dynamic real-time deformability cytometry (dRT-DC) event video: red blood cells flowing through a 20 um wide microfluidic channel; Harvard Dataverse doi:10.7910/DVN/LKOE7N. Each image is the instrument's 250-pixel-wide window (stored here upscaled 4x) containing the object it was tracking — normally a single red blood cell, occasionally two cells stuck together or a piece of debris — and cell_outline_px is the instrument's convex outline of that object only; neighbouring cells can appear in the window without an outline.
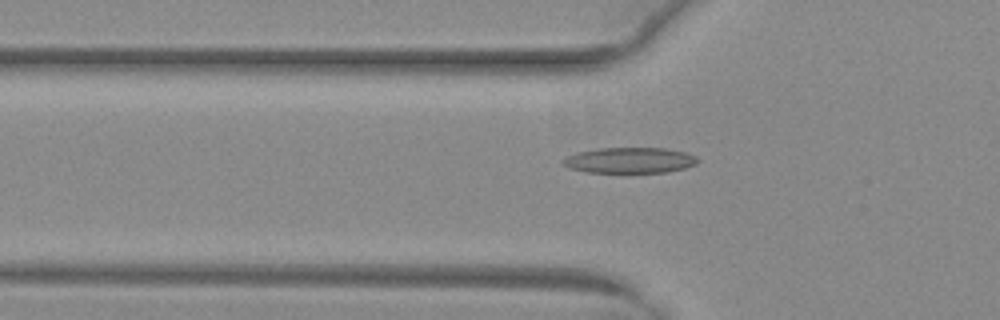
{"species": "common noctule bat (a hibernating species)", "species_latin": "Nyctalus noctula", "temperature_condition": "warm", "stored_images_in_passage": 39, "camera_frame_rate_fps": 3000, "um_per_image_px": 0.085, "animal": {"sex": "female", "body_mass_g": 29.2, "forearm_length_mm": 56.3}, "frame": {"image": 1, "passage_image": 8, "time_ms": 2.333, "image_size_px": [1000, 320], "cell_outline_px": [[700, 160], [696, 164], [684, 168], [668, 172], [588, 172], [568, 168], [560, 164], [560, 160], [576, 152], [596, 148], [664, 148], [684, 152], [696, 156]], "centroid_in_image_um": [53.48, 13.62], "position_along_channel_um": 72.3, "area_um2": 20.29}}
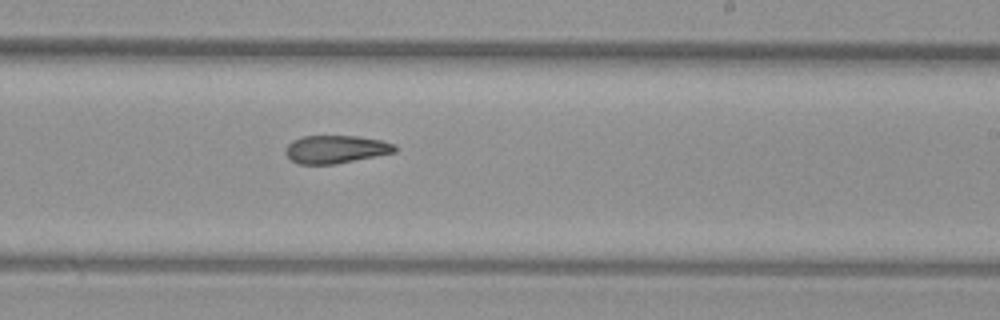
{"frame": {"image": 2, "passage_image": 22, "time_ms": 7.0, "image_size_px": [1000, 320], "cell_outline_px": [[396, 152], [336, 164], [300, 164], [292, 160], [284, 152], [284, 148], [292, 140], [300, 136], [356, 136], [384, 140], [396, 144]], "centroid_in_image_um": [28.55, 12.68], "position_along_channel_um": 260.5, "area_um2": 17.98}}
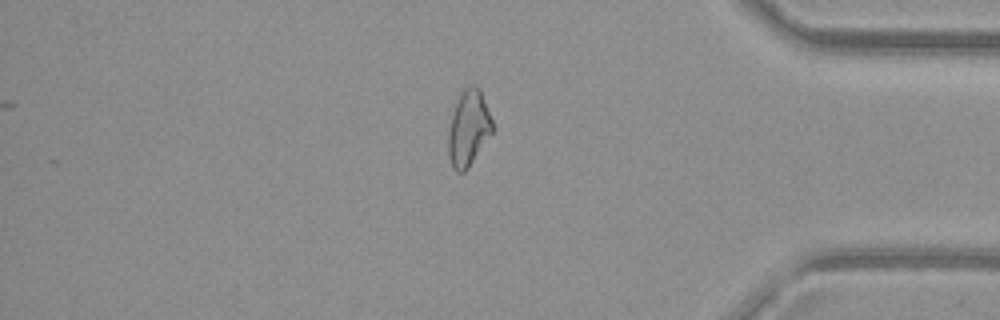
{"frame": {"image": 3, "passage_image": 34, "time_ms": 11.0, "image_size_px": [1000, 320], "cell_outline_px": [[492, 132], [468, 168], [464, 172], [456, 172], [452, 168], [448, 156], [448, 132], [452, 116], [456, 104], [464, 88], [472, 84], [480, 88], [492, 120]], "centroid_in_image_um": [39.81, 10.92], "position_along_channel_um": 395.4, "area_um2": 19.19}}